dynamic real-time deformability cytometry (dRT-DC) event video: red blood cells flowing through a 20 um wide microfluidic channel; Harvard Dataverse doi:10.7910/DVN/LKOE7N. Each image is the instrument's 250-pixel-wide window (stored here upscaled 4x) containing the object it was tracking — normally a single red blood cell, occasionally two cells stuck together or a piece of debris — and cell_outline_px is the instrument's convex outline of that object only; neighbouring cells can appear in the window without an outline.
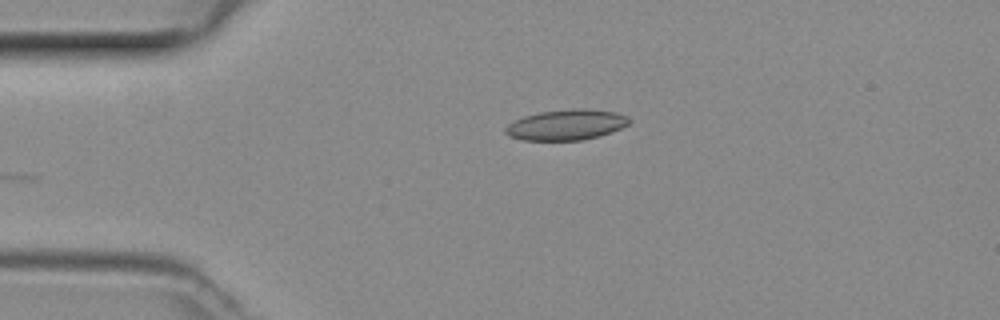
{"species": "common noctule bat (a hibernating species)", "species_latin": "Nyctalus noctula", "temperature_condition": "room temperature", "stored_images_in_passage": 36, "camera_frame_rate_fps": 3000, "um_per_image_px": 0.085, "animal": {"sex": "female", "body_mass_g": 29.2, "forearm_length_mm": 56.3}, "frame": {"image": 1, "passage_image": 1, "time_ms": 0.0, "image_size_px": [1000, 320], "cell_outline_px": [[628, 124], [612, 132], [600, 136], [580, 140], [520, 140], [508, 136], [504, 132], [504, 128], [508, 124], [524, 116], [540, 112], [572, 108], [584, 108], [616, 112], [628, 116]], "centroid_in_image_um": [48.11, 10.61], "position_along_channel_um": 36.9, "area_um2": 22.08}}
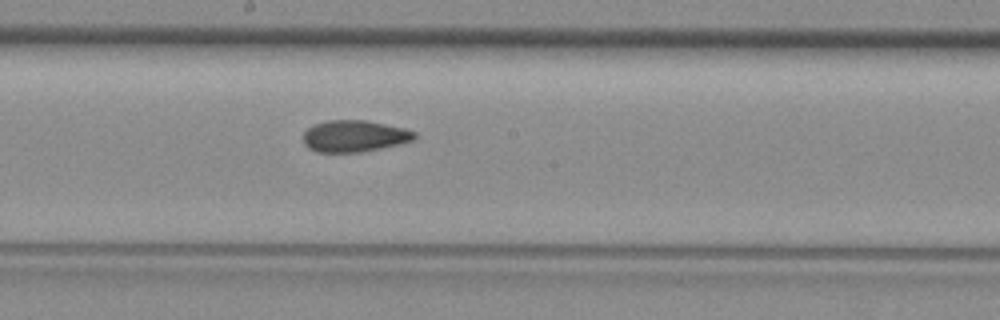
{"frame": {"image": 2, "passage_image": 16, "time_ms": 5.0, "image_size_px": [1000, 320], "cell_outline_px": [[416, 136], [412, 140], [396, 144], [360, 152], [316, 152], [308, 148], [304, 144], [304, 132], [308, 128], [316, 124], [328, 120], [364, 120], [404, 128], [416, 132]], "centroid_in_image_um": [30.08, 11.56], "position_along_channel_um": 218.1, "area_um2": 20.17}}
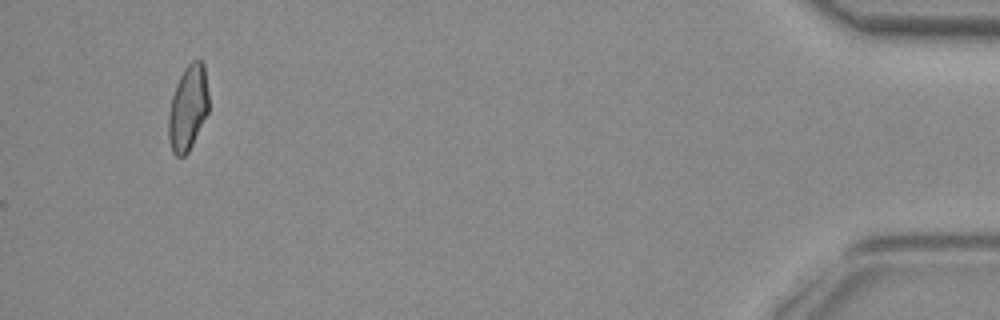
{"frame": {"image": 3, "passage_image": 36, "time_ms": 11.667, "image_size_px": [1000, 320], "cell_outline_px": [[208, 112], [188, 152], [184, 156], [176, 156], [172, 152], [168, 140], [168, 116], [172, 96], [176, 84], [184, 68], [192, 60], [200, 60], [204, 64], [208, 92]], "centroid_in_image_um": [15.96, 9.17], "position_along_channel_um": 419.2, "area_um2": 19.94}}